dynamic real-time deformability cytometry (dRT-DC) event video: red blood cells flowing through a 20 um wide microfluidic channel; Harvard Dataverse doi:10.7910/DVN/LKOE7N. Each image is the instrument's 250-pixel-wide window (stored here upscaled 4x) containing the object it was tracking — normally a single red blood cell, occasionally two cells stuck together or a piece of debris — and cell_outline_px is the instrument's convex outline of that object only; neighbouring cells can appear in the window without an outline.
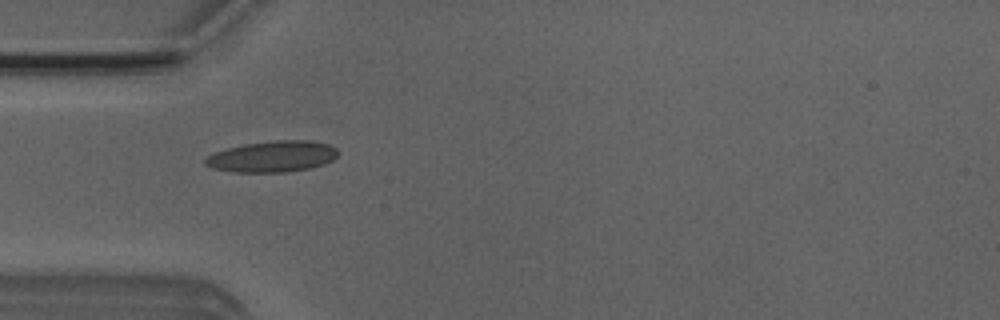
{"species": "Egyptian fruit bat (a non-hibernating species)", "species_latin": "Rousettus aegyptiacus", "temperature_condition": "room temperature", "stored_images_in_passage": 5, "camera_frame_rate_fps": 3000, "um_per_image_px": 0.085, "animal": {"sex": "male"}, "frame": {"image": 1, "passage_image": 5, "time_ms": 4.333, "image_size_px": [1000, 320], "cell_outline_px": [[336, 156], [332, 160], [324, 164], [308, 168], [284, 172], [236, 172], [212, 168], [204, 164], [204, 160], [208, 156], [216, 152], [228, 148], [244, 144], [276, 140], [312, 140], [328, 144], [336, 148]], "centroid_in_image_um": [23.15, 13.3], "position_along_channel_um": 61.8, "area_um2": 23.87}}